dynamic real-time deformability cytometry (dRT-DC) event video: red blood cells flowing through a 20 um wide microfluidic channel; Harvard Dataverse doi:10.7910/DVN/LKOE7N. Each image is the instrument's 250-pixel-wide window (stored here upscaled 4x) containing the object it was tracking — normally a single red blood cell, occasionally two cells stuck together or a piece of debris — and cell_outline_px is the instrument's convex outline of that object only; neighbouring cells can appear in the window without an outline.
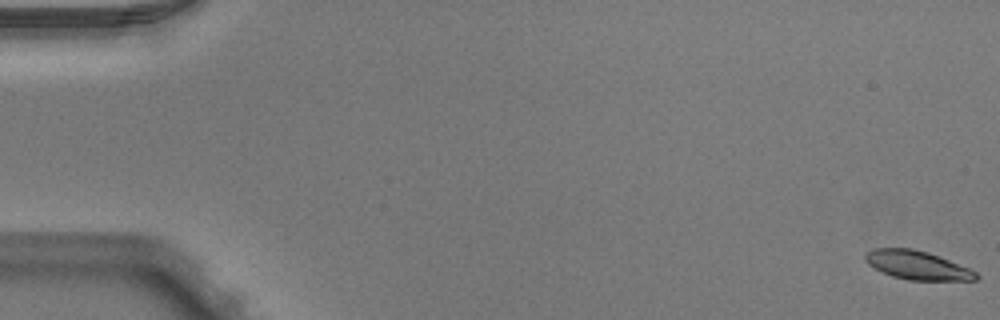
{"species": "Egyptian fruit bat (a non-hibernating species)", "species_latin": "Rousettus aegyptiacus", "temperature_condition": "warm", "stored_images_in_passage": 52, "camera_frame_rate_fps": 3000, "um_per_image_px": 0.085, "animal": {"sex": "male"}, "frame": {"image": 1, "passage_image": 1, "time_ms": 0.0, "image_size_px": [1000, 320], "cell_outline_px": [[980, 276], [976, 280], [908, 280], [892, 276], [868, 264], [864, 260], [864, 256], [872, 248], [912, 248], [928, 252], [968, 268], [976, 272]], "centroid_in_image_um": [77.95, 22.54], "position_along_channel_um": 7.0, "area_um2": 18.32}}
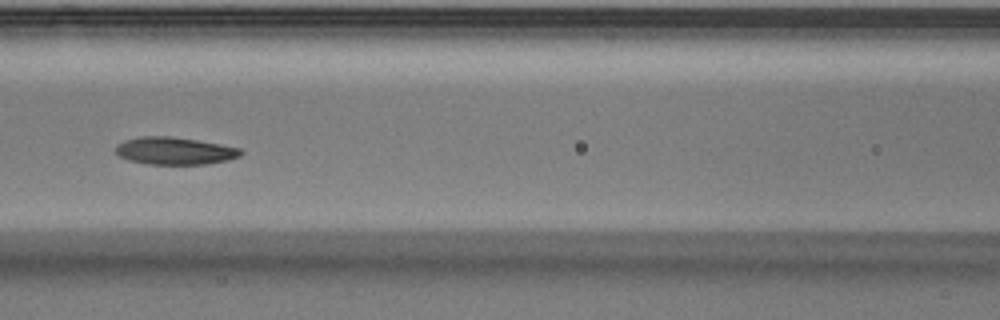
{"frame": {"image": 2, "passage_image": 24, "time_ms": 7.667, "image_size_px": [1000, 320], "cell_outline_px": [[244, 152], [240, 156], [228, 160], [208, 164], [148, 164], [128, 160], [120, 156], [116, 152], [116, 148], [124, 140], [140, 136], [168, 136], [196, 140], [220, 144], [240, 148]], "centroid_in_image_um": [14.87, 12.83], "position_along_channel_um": 151.7, "area_um2": 19.88}}
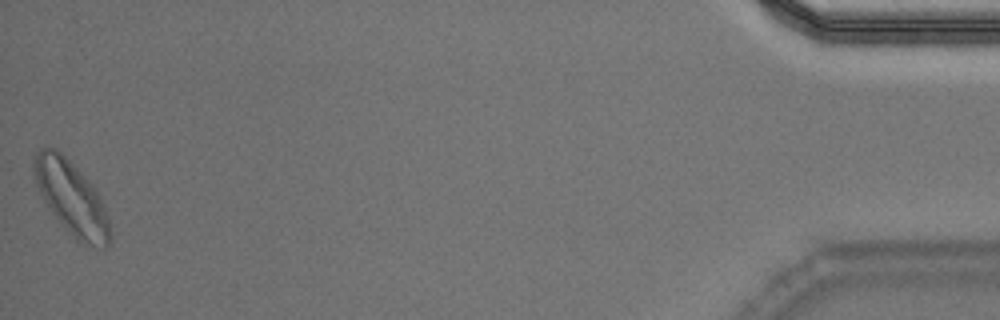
{"frame": {"image": 3, "passage_image": 52, "time_ms": 17.0, "image_size_px": [1000, 320], "cell_outline_px": [[112, 236], [108, 244], [104, 248], [76, 240], [48, 208], [36, 184], [32, 168], [32, 164], [36, 152], [40, 148], [56, 148], [84, 176], [96, 192], [104, 208], [112, 232]], "centroid_in_image_um": [6.04, 16.82], "position_along_channel_um": 429.2, "area_um2": 31.79}, "authors_computed_cell_mechanics": {"area_um2": 19.9121, "velocity_mm_per_s": 3.9548, "shape_relaxation_time_tau1_ms": 2.0973, "shape_relaxation_time_tau2_ms": 3.3656, "deformation_change_tau1": 0.1143, "deformation_change_tau2": 0.0981}}